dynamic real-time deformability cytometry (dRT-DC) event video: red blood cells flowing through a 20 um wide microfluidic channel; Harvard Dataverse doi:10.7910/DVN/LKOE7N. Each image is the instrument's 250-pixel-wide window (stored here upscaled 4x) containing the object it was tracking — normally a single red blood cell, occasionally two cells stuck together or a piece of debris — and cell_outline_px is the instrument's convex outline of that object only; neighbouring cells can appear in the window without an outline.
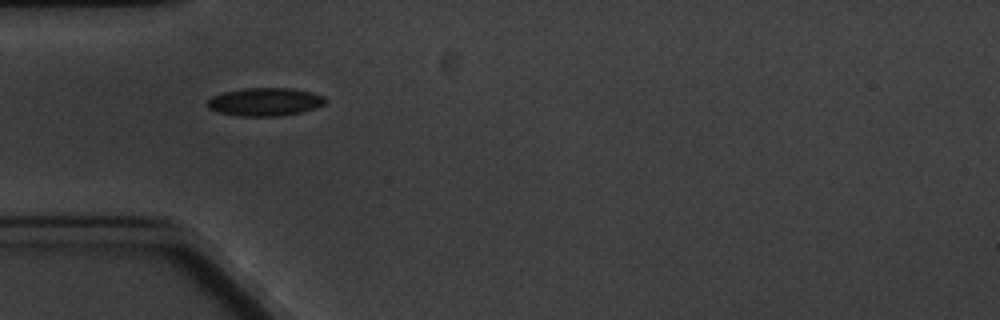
{"species": "common noctule bat (a hibernating species)", "species_latin": "Nyctalus noctula", "temperature_condition": "cold", "stored_images_in_passage": 2, "camera_frame_rate_fps": 3000, "um_per_image_px": 0.085, "animal": {"sex": "male", "body_mass_g": 20.1, "forearm_length_mm": 53.5}, "frame": {"image": 1, "passage_image": 1, "time_ms": 0.0, "image_size_px": [1000, 320], "cell_outline_px": [[328, 100], [324, 104], [316, 108], [300, 112], [280, 116], [240, 116], [216, 112], [208, 108], [208, 100], [212, 96], [224, 92], [244, 88], [292, 88], [312, 92], [324, 96]], "centroid_in_image_um": [22.54, 8.65], "position_along_channel_um": 62.5, "area_um2": 19.42}}